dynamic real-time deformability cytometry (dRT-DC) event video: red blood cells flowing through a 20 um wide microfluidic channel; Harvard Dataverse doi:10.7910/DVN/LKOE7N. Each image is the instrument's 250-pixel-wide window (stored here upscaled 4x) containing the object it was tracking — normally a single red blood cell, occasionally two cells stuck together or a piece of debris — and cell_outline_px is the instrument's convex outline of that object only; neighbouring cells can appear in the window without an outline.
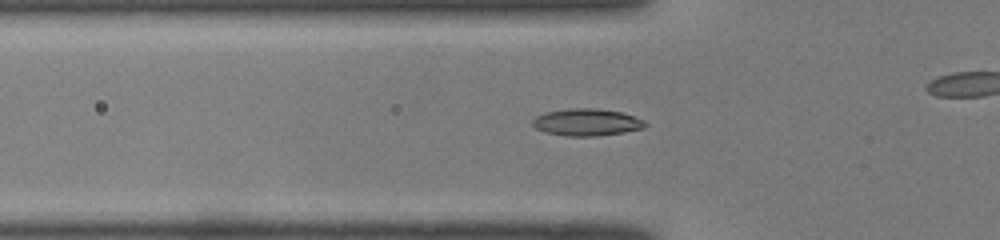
{"species": "common noctule bat (a hibernating species)", "species_latin": "Nyctalus noctula", "temperature_condition": "room temperature", "stored_images_in_passage": 41, "camera_frame_rate_fps": 3000, "um_per_image_px": 0.085, "animal": {"sex": "male", "body_mass_g": 19.0, "forearm_length_mm": 50.8}, "frame": {"image": 1, "passage_image": 17, "time_ms": 5.333, "image_size_px": [1000, 240], "cell_outline_px": [[648, 124], [644, 128], [624, 132], [596, 136], [568, 136], [544, 132], [536, 128], [532, 124], [532, 120], [536, 116], [544, 112], [572, 108], [596, 108], [620, 112], [644, 120]], "centroid_in_image_um": [49.86, 10.39], "position_along_channel_um": 75.9, "area_um2": 17.74}}
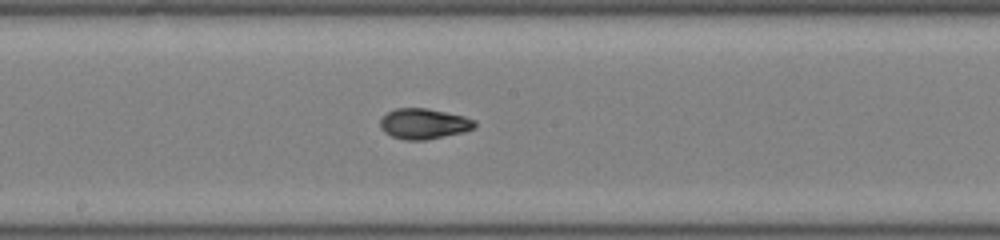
{"frame": {"image": 2, "passage_image": 27, "time_ms": 8.667, "image_size_px": [1000, 240], "cell_outline_px": [[476, 128], [464, 132], [424, 140], [404, 140], [392, 136], [384, 132], [380, 128], [380, 120], [388, 112], [396, 108], [428, 108], [464, 116], [476, 120]], "centroid_in_image_um": [36.04, 10.52], "position_along_channel_um": 212.2, "area_um2": 16.88}}
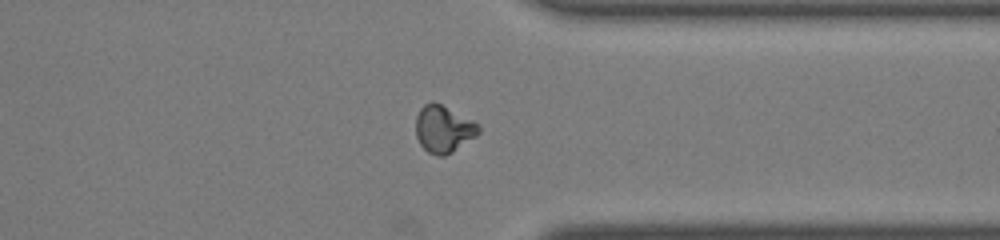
{"frame": {"image": 3, "passage_image": 39, "time_ms": 12.667, "image_size_px": [1000, 240], "cell_outline_px": [[480, 132], [476, 136], [452, 152], [444, 156], [436, 156], [428, 152], [420, 144], [416, 136], [416, 116], [420, 108], [424, 104], [432, 100], [480, 124]], "centroid_in_image_um": [37.69, 10.96], "position_along_channel_um": 373.7, "area_um2": 17.22}}